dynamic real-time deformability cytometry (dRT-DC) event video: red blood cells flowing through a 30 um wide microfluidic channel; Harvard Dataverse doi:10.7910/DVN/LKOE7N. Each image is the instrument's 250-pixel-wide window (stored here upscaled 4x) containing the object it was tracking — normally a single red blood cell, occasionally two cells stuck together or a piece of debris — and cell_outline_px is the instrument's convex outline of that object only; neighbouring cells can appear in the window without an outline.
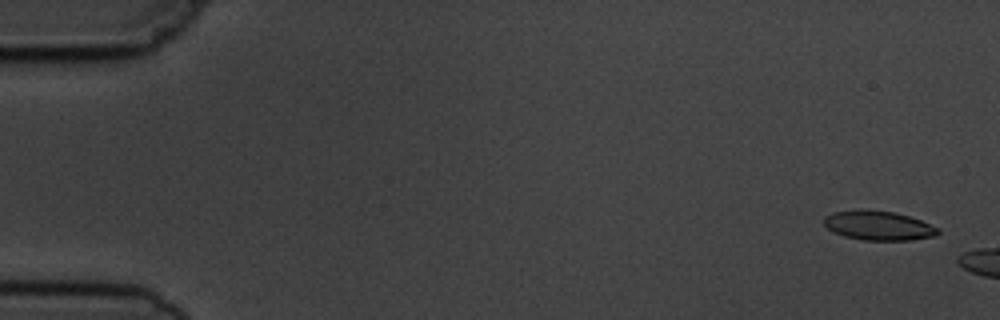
{"species": "common noctule bat (a hibernating species)", "species_latin": "Nyctalus noctula", "temperature_condition": "cold", "stored_images_in_passage": 4, "camera_frame_rate_fps": 3000, "um_per_image_px": 0.085, "animal": {"sex": "male", "body_mass_g": 19.5, "forearm_length_mm": 54.6}, "frame": {"image": 1, "passage_image": 1, "time_ms": 0.0, "image_size_px": [1000, 320], "cell_outline_px": [[940, 232], [936, 236], [912, 240], [864, 240], [844, 236], [832, 232], [824, 224], [824, 216], [832, 212], [864, 208], [868, 208], [896, 212], [920, 220], [940, 228]], "centroid_in_image_um": [74.66, 19.15], "position_along_channel_um": 10.3, "area_um2": 19.88}}